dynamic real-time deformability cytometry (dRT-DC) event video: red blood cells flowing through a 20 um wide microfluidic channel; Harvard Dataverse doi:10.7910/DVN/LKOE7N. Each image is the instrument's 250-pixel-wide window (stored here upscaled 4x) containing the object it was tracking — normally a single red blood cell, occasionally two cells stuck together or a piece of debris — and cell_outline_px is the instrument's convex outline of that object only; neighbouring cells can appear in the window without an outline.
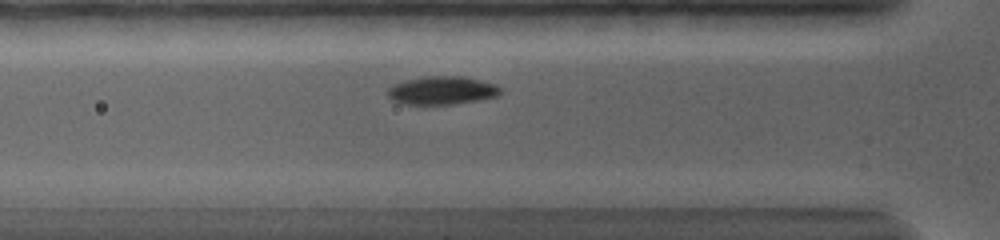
{"species": "common noctule bat (a hibernating species)", "species_latin": "Nyctalus noctula", "temperature_condition": "warm", "stored_images_in_passage": 63, "camera_frame_rate_fps": 5000, "um_per_image_px": 0.085, "animal": {"sex": "female", "body_mass_g": 19.0, "forearm_length_mm": 56.7}, "frame": {"image": 1, "passage_image": 17, "time_ms": 2.8, "image_size_px": [1000, 240], "cell_outline_px": [[500, 96], [452, 104], [400, 104], [392, 100], [388, 96], [388, 88], [392, 84], [424, 76], [464, 76], [496, 84], [500, 88]], "centroid_in_image_um": [37.55, 7.68], "position_along_channel_um": 88.2, "area_um2": 18.55}}
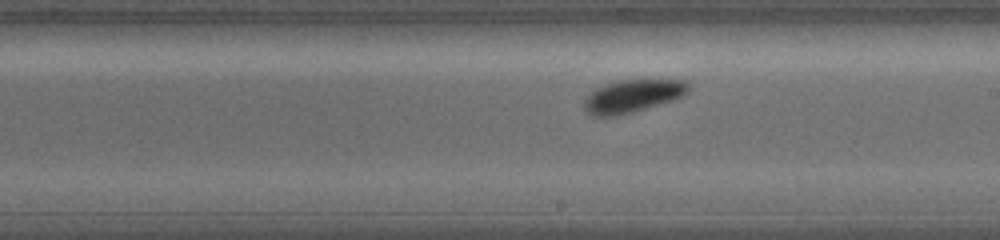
{"frame": {"image": 2, "passage_image": 34, "time_ms": 6.8, "image_size_px": [1000, 240], "cell_outline_px": [[688, 92], [672, 100], [632, 112], [616, 116], [592, 116], [584, 108], [584, 100], [596, 88], [604, 84], [624, 80], [684, 80], [688, 84]], "centroid_in_image_um": [53.74, 8.17], "position_along_channel_um": 235.3, "area_um2": 19.48}}
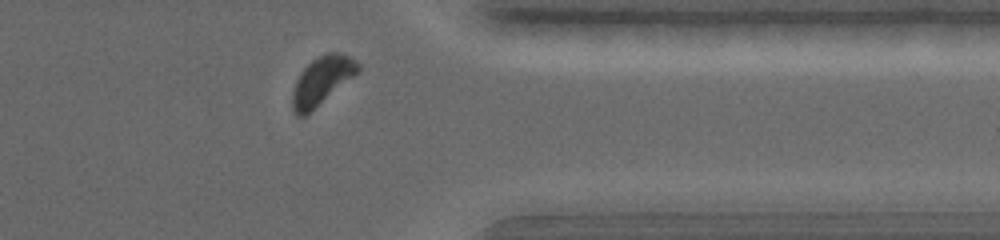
{"frame": {"image": 3, "passage_image": 57, "time_ms": 11.0, "image_size_px": [1000, 240], "cell_outline_px": [[360, 72], [304, 116], [296, 116], [292, 112], [292, 92], [296, 80], [300, 72], [312, 60], [328, 52], [336, 52], [348, 56], [356, 60], [360, 64]], "centroid_in_image_um": [27.36, 6.86], "position_along_channel_um": 384.0, "area_um2": 18.32}, "authors_computed_cell_mechanics": {"area_um2": 18.9584, "velocity_mm_per_s": 3.6871, "shape_relaxation_time_tau1_ms": 2.2601, "shape_relaxation_time_tau2_ms": null, "deformation_change_tau1": 0.1356, "deformation_change_tau2": null}}